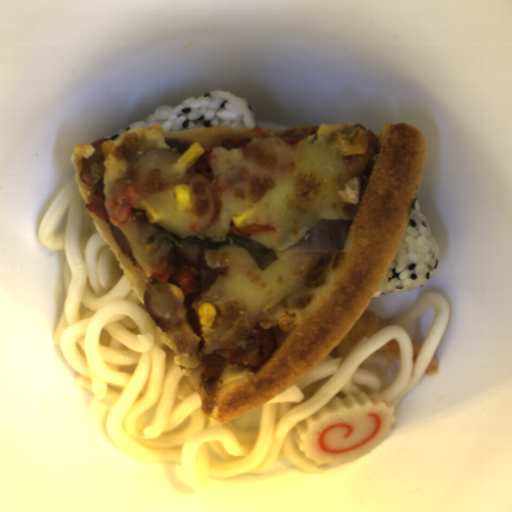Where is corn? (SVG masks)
Returning <instances> with one entry per match:
<instances>
[{"mask_svg":"<svg viewBox=\"0 0 512 512\" xmlns=\"http://www.w3.org/2000/svg\"><path fill=\"white\" fill-rule=\"evenodd\" d=\"M232 221L236 229L242 230L243 228L250 226V217L245 213L238 217H233Z\"/></svg>","mask_w":512,"mask_h":512,"instance_id":"6","label":"corn"},{"mask_svg":"<svg viewBox=\"0 0 512 512\" xmlns=\"http://www.w3.org/2000/svg\"><path fill=\"white\" fill-rule=\"evenodd\" d=\"M200 324L212 326L217 318L218 310L211 302L201 303L197 309Z\"/></svg>","mask_w":512,"mask_h":512,"instance_id":"3","label":"corn"},{"mask_svg":"<svg viewBox=\"0 0 512 512\" xmlns=\"http://www.w3.org/2000/svg\"><path fill=\"white\" fill-rule=\"evenodd\" d=\"M174 198L179 207H188L191 204L190 188L187 184L179 183L173 188Z\"/></svg>","mask_w":512,"mask_h":512,"instance_id":"4","label":"corn"},{"mask_svg":"<svg viewBox=\"0 0 512 512\" xmlns=\"http://www.w3.org/2000/svg\"><path fill=\"white\" fill-rule=\"evenodd\" d=\"M205 153L200 142H193L186 151L178 158L177 168L186 170L192 167Z\"/></svg>","mask_w":512,"mask_h":512,"instance_id":"2","label":"corn"},{"mask_svg":"<svg viewBox=\"0 0 512 512\" xmlns=\"http://www.w3.org/2000/svg\"><path fill=\"white\" fill-rule=\"evenodd\" d=\"M338 153L343 155L365 154L368 148L367 132L356 128L348 134L340 135L334 143Z\"/></svg>","mask_w":512,"mask_h":512,"instance_id":"1","label":"corn"},{"mask_svg":"<svg viewBox=\"0 0 512 512\" xmlns=\"http://www.w3.org/2000/svg\"><path fill=\"white\" fill-rule=\"evenodd\" d=\"M140 206L145 209L149 222L156 223L160 221L161 215L160 213L146 200H142L140 202Z\"/></svg>","mask_w":512,"mask_h":512,"instance_id":"5","label":"corn"},{"mask_svg":"<svg viewBox=\"0 0 512 512\" xmlns=\"http://www.w3.org/2000/svg\"><path fill=\"white\" fill-rule=\"evenodd\" d=\"M170 290L172 291L173 295L175 296V298H182L185 296L182 288H180L179 286L177 285H171L170 287Z\"/></svg>","mask_w":512,"mask_h":512,"instance_id":"7","label":"corn"}]
</instances>
